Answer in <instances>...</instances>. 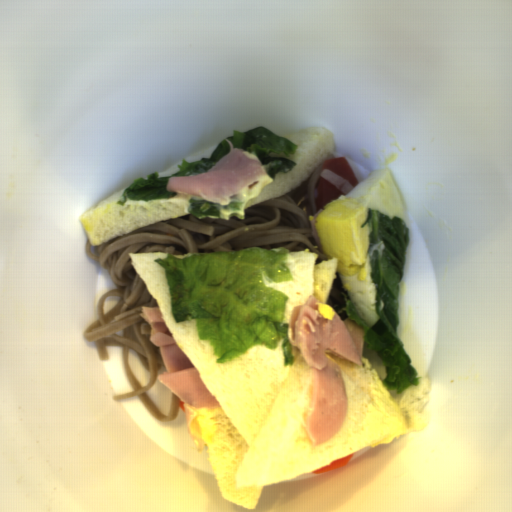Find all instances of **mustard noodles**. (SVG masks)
<instances>
[{
	"label": "mustard noodles",
	"mask_w": 512,
	"mask_h": 512,
	"mask_svg": "<svg viewBox=\"0 0 512 512\" xmlns=\"http://www.w3.org/2000/svg\"><path fill=\"white\" fill-rule=\"evenodd\" d=\"M323 170L319 166L305 181L281 197L244 208L243 218L237 214L229 219L205 218L192 213L155 223L97 246H93L86 236V256L96 259L116 284V288L106 291L97 302L98 320L84 329L86 339L97 347L99 360H107L108 345L122 347V361L133 391L115 396V400L138 396L158 421L168 423L176 419L180 399L173 393L171 410L163 416L146 394L156 379L161 382L158 376L166 369L159 346L151 341V327L140 315L144 313L142 307L158 305L132 265L130 254L160 252L181 259L194 253L262 247L317 253L315 264L331 260L323 252L316 229V219L322 212L317 210V188ZM131 349H136L141 363L150 373L148 387L138 384L131 374L127 361Z\"/></svg>",
	"instance_id": "1"
},
{
	"label": "mustard noodles",
	"mask_w": 512,
	"mask_h": 512,
	"mask_svg": "<svg viewBox=\"0 0 512 512\" xmlns=\"http://www.w3.org/2000/svg\"><path fill=\"white\" fill-rule=\"evenodd\" d=\"M352 301L349 293L345 289L339 273L335 274L330 296L325 305H330L338 318L347 319L350 318L347 314L346 303Z\"/></svg>",
	"instance_id": "2"
}]
</instances>
